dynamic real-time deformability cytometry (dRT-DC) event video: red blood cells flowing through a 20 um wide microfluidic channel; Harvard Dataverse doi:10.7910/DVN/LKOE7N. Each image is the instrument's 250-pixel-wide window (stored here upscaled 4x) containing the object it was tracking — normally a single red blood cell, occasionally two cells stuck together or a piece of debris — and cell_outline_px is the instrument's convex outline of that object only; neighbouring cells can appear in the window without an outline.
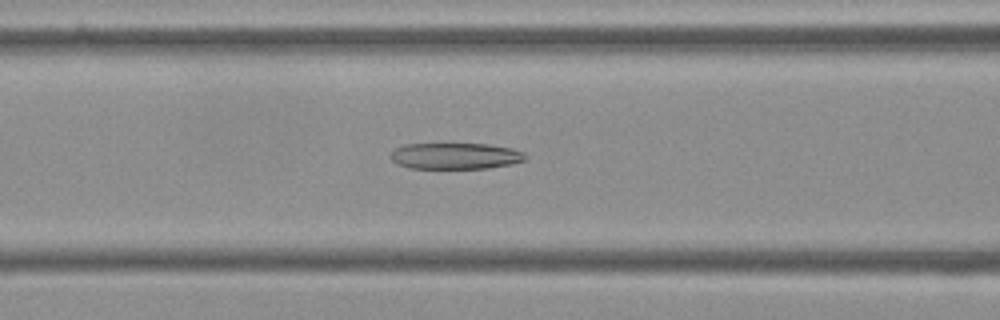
{"species": "Egyptian fruit bat (a non-hibernating species)", "species_latin": "Rousettus aegyptiacus", "temperature_condition": "cold", "stored_images_in_passage": 53, "camera_frame_rate_fps": 3000, "um_per_image_px": 0.085, "frame": {"image": 1, "passage_image": 23, "time_ms": 7.333, "image_size_px": [1000, 320], "cell_outline_px": [[528, 156], [524, 160], [512, 164], [488, 168], [408, 168], [396, 164], [392, 160], [392, 152], [396, 148], [404, 144], [488, 144], [512, 148], [524, 152]], "centroid_in_image_um": [38.73, 13.26], "position_along_channel_um": 127.9, "area_um2": 20.63}}
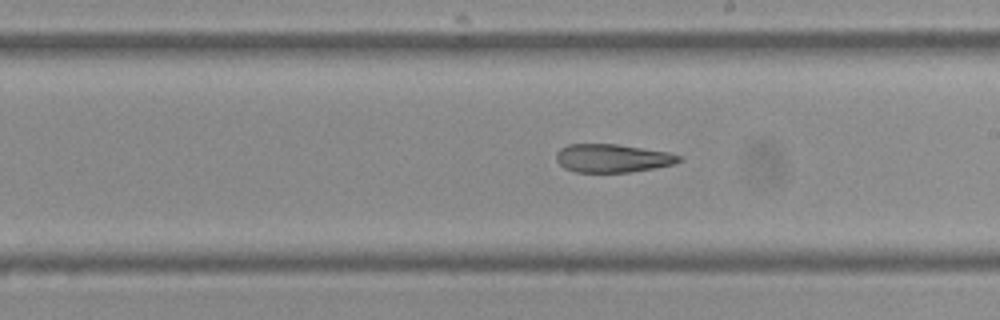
{"frame": {"image": 2, "passage_image": 32, "time_ms": 10.333, "image_size_px": [1000, 320], "cell_outline_px": [[684, 156], [676, 164], [656, 168], [628, 172], [576, 172], [564, 168], [556, 160], [556, 152], [560, 148], [568, 144], [616, 144], [668, 152]], "centroid_in_image_um": [52.07, 13.45], "position_along_channel_um": 236.9, "area_um2": 20.35}}
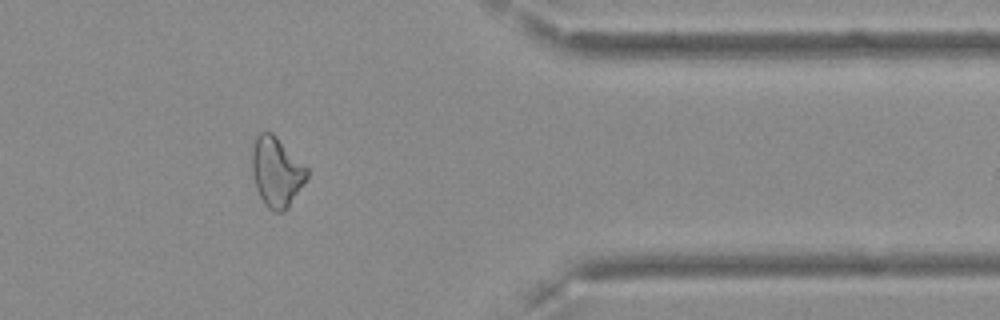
{"frame": {"image": 3, "passage_image": 46, "time_ms": 15.0, "image_size_px": [1000, 320], "cell_outline_px": [[308, 176], [288, 208], [284, 212], [272, 212], [264, 204], [256, 188], [252, 172], [252, 140], [260, 132], [272, 132], [308, 168]], "centroid_in_image_um": [23.49, 14.61], "position_along_channel_um": 387.9, "area_um2": 22.43}}